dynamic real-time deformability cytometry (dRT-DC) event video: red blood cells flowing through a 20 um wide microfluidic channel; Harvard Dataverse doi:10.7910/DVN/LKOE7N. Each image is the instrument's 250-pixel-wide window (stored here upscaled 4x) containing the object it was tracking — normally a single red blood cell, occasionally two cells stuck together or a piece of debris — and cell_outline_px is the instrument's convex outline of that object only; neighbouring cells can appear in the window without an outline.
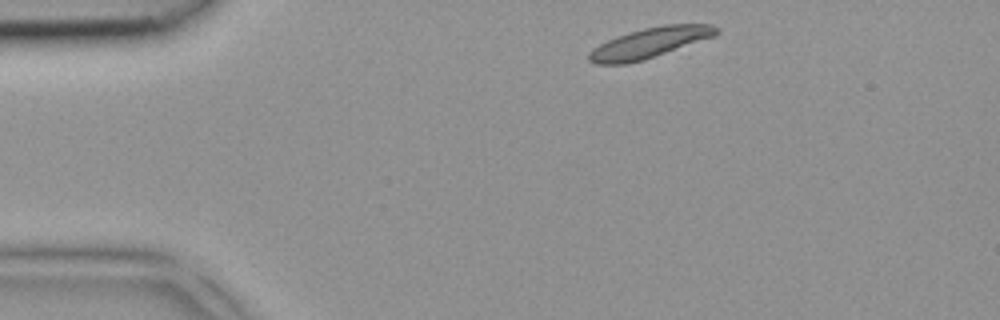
{"species": "common noctule bat (a hibernating species)", "species_latin": "Nyctalus noctula", "temperature_condition": "room temperature", "stored_images_in_passage": 2, "camera_frame_rate_fps": 3000, "um_per_image_px": 0.085, "animal": {"sex": "female", "body_mass_g": 18.4}, "frame": {"image": 1, "passage_image": 1, "time_ms": 0.0, "image_size_px": [1000, 320], "cell_outline_px": [[720, 32], [716, 36], [644, 60], [628, 64], [596, 64], [588, 60], [588, 52], [592, 48], [616, 36], [628, 32], [644, 28], [664, 24], [712, 24], [720, 28]], "centroid_in_image_um": [55.24, 3.64], "position_along_channel_um": 29.8, "area_um2": 22.77}}